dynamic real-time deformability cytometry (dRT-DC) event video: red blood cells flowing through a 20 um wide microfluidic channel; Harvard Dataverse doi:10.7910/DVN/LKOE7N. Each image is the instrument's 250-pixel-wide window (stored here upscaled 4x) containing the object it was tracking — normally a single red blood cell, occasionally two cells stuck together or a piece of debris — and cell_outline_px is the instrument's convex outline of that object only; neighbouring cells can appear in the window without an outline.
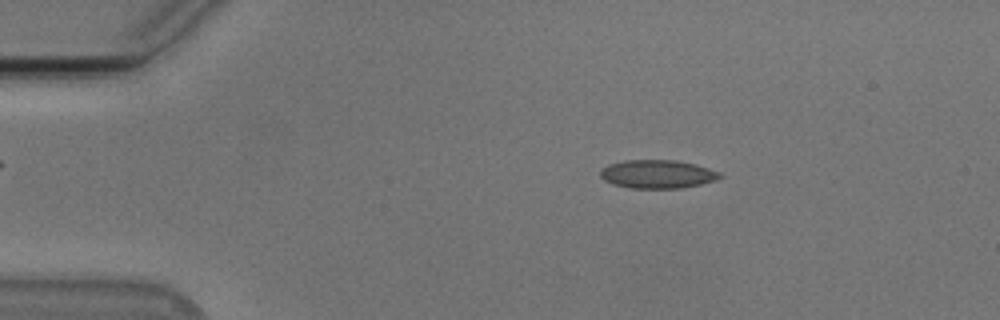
{"species": "Egyptian fruit bat (a non-hibernating species)", "species_latin": "Rousettus aegyptiacus", "temperature_condition": "cold", "stored_images_in_passage": 53, "camera_frame_rate_fps": 3000, "um_per_image_px": 0.085, "animal": {"sex": "male"}, "frame": {"image": 1, "passage_image": 9, "time_ms": 2.667, "image_size_px": [1000, 320], "cell_outline_px": [[724, 176], [700, 184], [680, 188], [632, 188], [612, 184], [604, 180], [600, 176], [600, 172], [608, 164], [624, 160], [676, 160], [696, 164], [720, 172]], "centroid_in_image_um": [55.87, 14.79], "position_along_channel_um": 29.1, "area_um2": 19.71}}
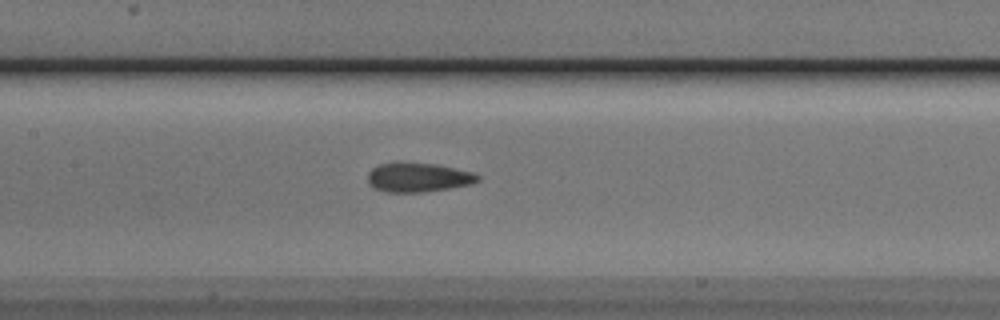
{"frame": {"image": 2, "passage_image": 25, "time_ms": 8.0, "image_size_px": [1000, 320], "cell_outline_px": [[480, 180], [472, 184], [424, 192], [384, 192], [372, 188], [368, 184], [368, 172], [372, 168], [380, 164], [396, 160], [436, 164], [472, 172], [480, 176]], "centroid_in_image_um": [35.49, 15.05], "position_along_channel_um": 171.9, "area_um2": 19.25}}
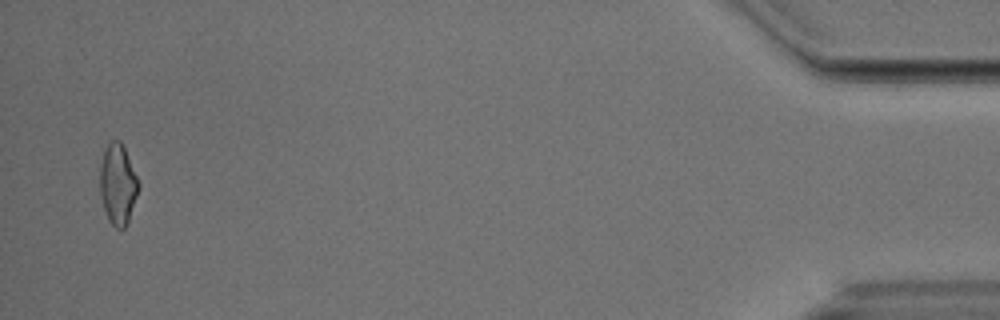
{"frame": {"image": 3, "passage_image": 52, "time_ms": 17.0, "image_size_px": [1000, 320], "cell_outline_px": [[140, 188], [128, 220], [124, 228], [116, 228], [108, 220], [104, 208], [100, 192], [100, 164], [104, 152], [108, 144], [112, 140], [120, 140], [124, 148], [140, 184]], "centroid_in_image_um": [10.02, 15.67], "position_along_channel_um": 425.2, "area_um2": 17.86}, "authors_computed_cell_mechanics": {"area_um2": 18.6694, "velocity_mm_per_s": 3.7846, "shape_relaxation_time_tau1_ms": 5.8595, "shape_relaxation_time_tau2_ms": 2.0916, "deformation_change_tau1": 0.1198, "deformation_change_tau2": 0.062}}